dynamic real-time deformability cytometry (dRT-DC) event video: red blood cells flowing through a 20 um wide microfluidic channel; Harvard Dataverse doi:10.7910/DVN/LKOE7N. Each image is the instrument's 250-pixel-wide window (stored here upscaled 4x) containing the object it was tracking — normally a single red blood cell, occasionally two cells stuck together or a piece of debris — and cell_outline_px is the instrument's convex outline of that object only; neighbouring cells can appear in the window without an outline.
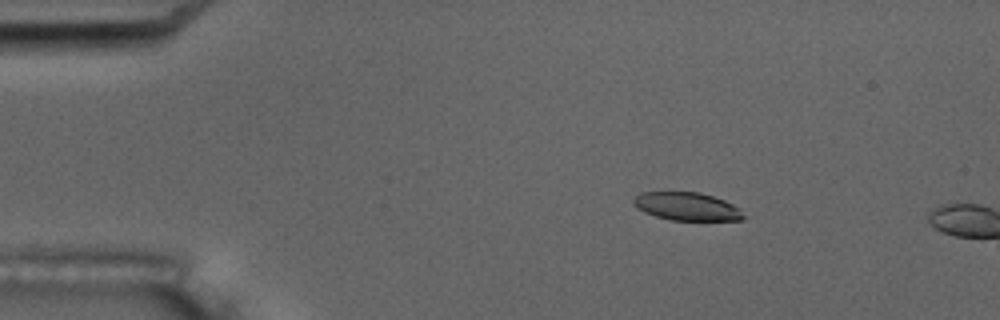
{"species": "common noctule bat (a hibernating species)", "species_latin": "Nyctalus noctula", "temperature_condition": "room temperature", "stored_images_in_passage": 4, "camera_frame_rate_fps": 3000, "um_per_image_px": 0.085, "animal": {"sex": "male", "body_mass_g": 17.5, "forearm_length_mm": 52.3}, "frame": {"image": 1, "passage_image": 3, "time_ms": 2.333, "image_size_px": [1000, 320], "cell_outline_px": [[744, 220], [668, 220], [644, 212], [636, 208], [632, 204], [632, 200], [640, 192], [700, 192], [724, 200], [740, 208], [744, 216]], "centroid_in_image_um": [58.36, 17.55], "position_along_channel_um": 26.6, "area_um2": 18.09}}